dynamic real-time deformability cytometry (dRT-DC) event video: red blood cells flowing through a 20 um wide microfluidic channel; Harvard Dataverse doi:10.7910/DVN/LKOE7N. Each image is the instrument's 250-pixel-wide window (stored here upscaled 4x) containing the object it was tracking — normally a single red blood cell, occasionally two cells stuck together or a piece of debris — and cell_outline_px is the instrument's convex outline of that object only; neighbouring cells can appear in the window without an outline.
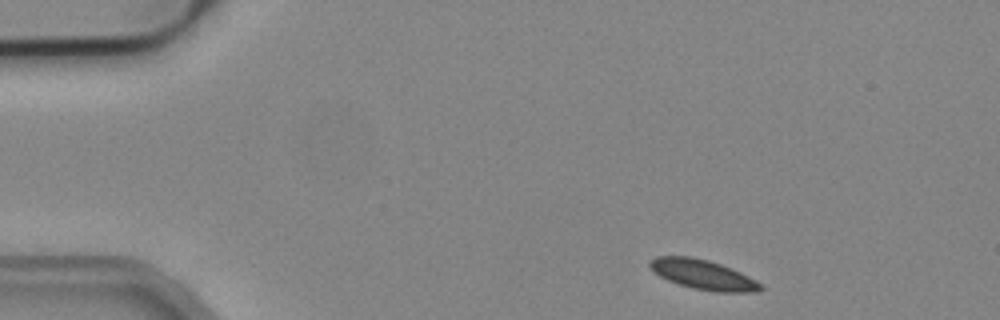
{"species": "common noctule bat (a hibernating species)", "species_latin": "Nyctalus noctula", "temperature_condition": "cold", "stored_images_in_passage": 3, "camera_frame_rate_fps": 3000, "um_per_image_px": 0.085, "animal": {"sex": "male", "body_mass_g": 19.2, "forearm_length_mm": 51.8}, "frame": {"image": 1, "passage_image": 1, "time_ms": 0.0, "image_size_px": [1000, 320], "cell_outline_px": [[764, 288], [756, 292], [716, 292], [692, 288], [668, 280], [660, 276], [648, 264], [648, 260], [656, 256], [692, 256], [708, 260], [732, 268], [764, 284]], "centroid_in_image_um": [59.79, 23.34], "position_along_channel_um": 25.2, "area_um2": 19.25}}